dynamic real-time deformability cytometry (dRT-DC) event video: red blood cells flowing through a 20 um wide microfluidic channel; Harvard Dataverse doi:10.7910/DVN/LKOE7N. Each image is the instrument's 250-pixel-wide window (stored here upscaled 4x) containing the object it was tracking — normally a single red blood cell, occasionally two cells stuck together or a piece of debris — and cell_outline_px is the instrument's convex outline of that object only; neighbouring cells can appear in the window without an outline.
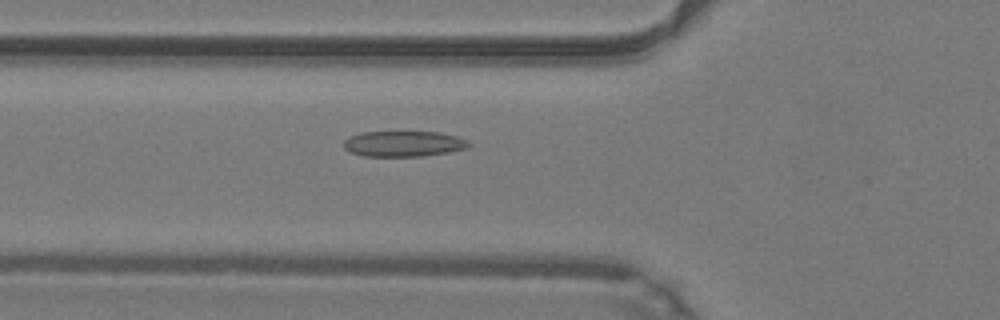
{"species": "common noctule bat (a hibernating species)", "species_latin": "Nyctalus noctula", "temperature_condition": "warm", "stored_images_in_passage": 46, "camera_frame_rate_fps": 3000, "um_per_image_px": 0.085, "animal": {"sex": "male", "body_mass_g": 19.2, "forearm_length_mm": 51.8}, "frame": {"image": 1, "passage_image": 15, "time_ms": 4.667, "image_size_px": [1000, 320], "cell_outline_px": [[472, 144], [468, 148], [448, 152], [420, 156], [364, 156], [352, 152], [344, 148], [344, 140], [348, 136], [360, 132], [440, 132], [456, 136], [468, 140]], "centroid_in_image_um": [34.31, 12.21], "position_along_channel_um": 91.5, "area_um2": 18.73}}
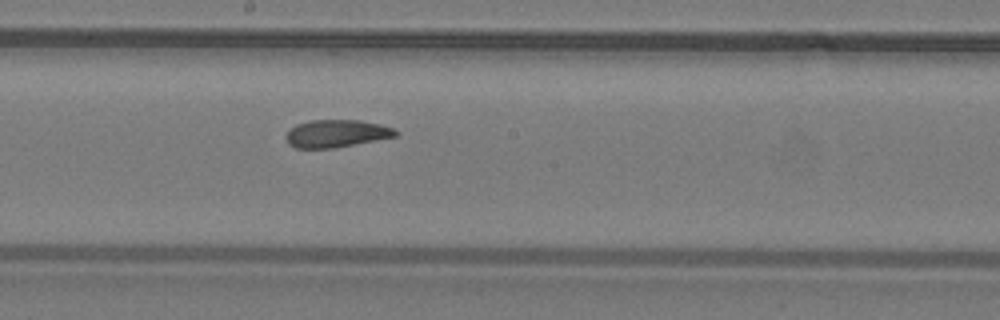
{"frame": {"image": 2, "passage_image": 24, "time_ms": 7.667, "image_size_px": [1000, 320], "cell_outline_px": [[400, 132], [396, 136], [332, 148], [296, 148], [288, 144], [284, 136], [296, 124], [312, 120], [360, 120], [380, 124], [396, 128]], "centroid_in_image_um": [28.6, 11.34], "position_along_channel_um": 219.6, "area_um2": 17.57}}
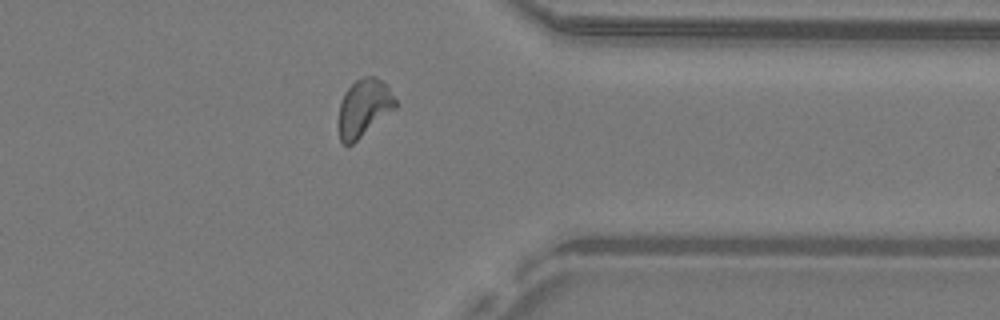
{"frame": {"image": 3, "passage_image": 36, "time_ms": 11.667, "image_size_px": [1000, 320], "cell_outline_px": [[400, 104], [396, 108], [352, 144], [344, 144], [340, 140], [336, 124], [340, 104], [344, 92], [356, 80], [364, 76], [376, 76], [388, 88]], "centroid_in_image_um": [30.91, 9.18], "position_along_channel_um": 380.5, "area_um2": 19.25}, "authors_computed_cell_mechanics": {"area_um2": 18.496, "velocity_mm_per_s": 4.2639, "shape_relaxation_time_tau1_ms": 9.6459, "shape_relaxation_time_tau2_ms": 2.7118, "deformation_change_tau1": 0.2159, "deformation_change_tau2": 0.1003}}